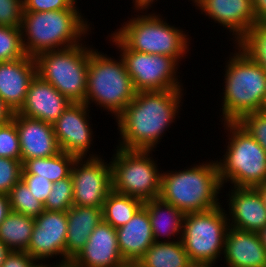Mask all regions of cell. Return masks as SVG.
<instances>
[{"label": "cell", "mask_w": 266, "mask_h": 267, "mask_svg": "<svg viewBox=\"0 0 266 267\" xmlns=\"http://www.w3.org/2000/svg\"><path fill=\"white\" fill-rule=\"evenodd\" d=\"M184 92V89L137 92L115 118L120 135L116 147L155 152L166 131L169 132L167 129L180 118Z\"/></svg>", "instance_id": "1"}, {"label": "cell", "mask_w": 266, "mask_h": 267, "mask_svg": "<svg viewBox=\"0 0 266 267\" xmlns=\"http://www.w3.org/2000/svg\"><path fill=\"white\" fill-rule=\"evenodd\" d=\"M83 16L81 9L23 11L20 28L26 54L35 58L42 52L66 49L84 42L95 27Z\"/></svg>", "instance_id": "2"}, {"label": "cell", "mask_w": 266, "mask_h": 267, "mask_svg": "<svg viewBox=\"0 0 266 267\" xmlns=\"http://www.w3.org/2000/svg\"><path fill=\"white\" fill-rule=\"evenodd\" d=\"M233 46L234 53L230 52L224 63V87L219 95L222 123L238 122L247 113L263 110L266 102V71Z\"/></svg>", "instance_id": "3"}, {"label": "cell", "mask_w": 266, "mask_h": 267, "mask_svg": "<svg viewBox=\"0 0 266 267\" xmlns=\"http://www.w3.org/2000/svg\"><path fill=\"white\" fill-rule=\"evenodd\" d=\"M192 165L183 170H163L161 177L158 198L184 214L207 211L222 204L219 195L224 189L215 159Z\"/></svg>", "instance_id": "4"}, {"label": "cell", "mask_w": 266, "mask_h": 267, "mask_svg": "<svg viewBox=\"0 0 266 267\" xmlns=\"http://www.w3.org/2000/svg\"><path fill=\"white\" fill-rule=\"evenodd\" d=\"M152 11L131 15V19L127 17L129 20L112 33L130 50L166 55L181 65L180 61L190 54L192 37L180 26L167 23L163 14Z\"/></svg>", "instance_id": "5"}, {"label": "cell", "mask_w": 266, "mask_h": 267, "mask_svg": "<svg viewBox=\"0 0 266 267\" xmlns=\"http://www.w3.org/2000/svg\"><path fill=\"white\" fill-rule=\"evenodd\" d=\"M95 48L89 51L85 104L105 110L114 119L134 99L137 91L122 57L112 58Z\"/></svg>", "instance_id": "6"}, {"label": "cell", "mask_w": 266, "mask_h": 267, "mask_svg": "<svg viewBox=\"0 0 266 267\" xmlns=\"http://www.w3.org/2000/svg\"><path fill=\"white\" fill-rule=\"evenodd\" d=\"M225 152L215 160L222 188H256L266 182V152L238 122H223ZM228 141V142H227Z\"/></svg>", "instance_id": "7"}, {"label": "cell", "mask_w": 266, "mask_h": 267, "mask_svg": "<svg viewBox=\"0 0 266 267\" xmlns=\"http://www.w3.org/2000/svg\"><path fill=\"white\" fill-rule=\"evenodd\" d=\"M85 43L42 52L35 57L37 75L53 85L71 103H85L89 51L94 47Z\"/></svg>", "instance_id": "8"}, {"label": "cell", "mask_w": 266, "mask_h": 267, "mask_svg": "<svg viewBox=\"0 0 266 267\" xmlns=\"http://www.w3.org/2000/svg\"><path fill=\"white\" fill-rule=\"evenodd\" d=\"M110 159L112 190L146 202L160 195L162 171L153 151L116 147Z\"/></svg>", "instance_id": "9"}, {"label": "cell", "mask_w": 266, "mask_h": 267, "mask_svg": "<svg viewBox=\"0 0 266 267\" xmlns=\"http://www.w3.org/2000/svg\"><path fill=\"white\" fill-rule=\"evenodd\" d=\"M228 228L227 213L222 205L185 214L181 241L190 261L220 263Z\"/></svg>", "instance_id": "10"}, {"label": "cell", "mask_w": 266, "mask_h": 267, "mask_svg": "<svg viewBox=\"0 0 266 267\" xmlns=\"http://www.w3.org/2000/svg\"><path fill=\"white\" fill-rule=\"evenodd\" d=\"M109 34L106 38L119 51L137 92L184 89L178 75L180 64L174 58L130 50L112 32Z\"/></svg>", "instance_id": "11"}, {"label": "cell", "mask_w": 266, "mask_h": 267, "mask_svg": "<svg viewBox=\"0 0 266 267\" xmlns=\"http://www.w3.org/2000/svg\"><path fill=\"white\" fill-rule=\"evenodd\" d=\"M103 156L76 158L71 170L73 182V205L102 207L112 191L110 161Z\"/></svg>", "instance_id": "12"}, {"label": "cell", "mask_w": 266, "mask_h": 267, "mask_svg": "<svg viewBox=\"0 0 266 267\" xmlns=\"http://www.w3.org/2000/svg\"><path fill=\"white\" fill-rule=\"evenodd\" d=\"M90 108L85 103H71L53 123L54 133L61 151L76 158L101 156L89 151L90 148L92 149L91 146L95 139L93 124H90Z\"/></svg>", "instance_id": "13"}, {"label": "cell", "mask_w": 266, "mask_h": 267, "mask_svg": "<svg viewBox=\"0 0 266 267\" xmlns=\"http://www.w3.org/2000/svg\"><path fill=\"white\" fill-rule=\"evenodd\" d=\"M34 222L27 253L37 263H49L50 259H56L57 256L59 260H56V264L65 263L67 212L44 210L34 218Z\"/></svg>", "instance_id": "14"}, {"label": "cell", "mask_w": 266, "mask_h": 267, "mask_svg": "<svg viewBox=\"0 0 266 267\" xmlns=\"http://www.w3.org/2000/svg\"><path fill=\"white\" fill-rule=\"evenodd\" d=\"M195 9L229 31L232 44L256 24L252 0H203Z\"/></svg>", "instance_id": "15"}, {"label": "cell", "mask_w": 266, "mask_h": 267, "mask_svg": "<svg viewBox=\"0 0 266 267\" xmlns=\"http://www.w3.org/2000/svg\"><path fill=\"white\" fill-rule=\"evenodd\" d=\"M230 188L225 195L229 226L259 233L266 226V207L257 188Z\"/></svg>", "instance_id": "16"}, {"label": "cell", "mask_w": 266, "mask_h": 267, "mask_svg": "<svg viewBox=\"0 0 266 267\" xmlns=\"http://www.w3.org/2000/svg\"><path fill=\"white\" fill-rule=\"evenodd\" d=\"M71 263L76 267L124 266L126 262L118 247L116 228L102 220Z\"/></svg>", "instance_id": "17"}, {"label": "cell", "mask_w": 266, "mask_h": 267, "mask_svg": "<svg viewBox=\"0 0 266 267\" xmlns=\"http://www.w3.org/2000/svg\"><path fill=\"white\" fill-rule=\"evenodd\" d=\"M19 134L21 162L46 158L61 152L53 124L15 113L13 120Z\"/></svg>", "instance_id": "18"}, {"label": "cell", "mask_w": 266, "mask_h": 267, "mask_svg": "<svg viewBox=\"0 0 266 267\" xmlns=\"http://www.w3.org/2000/svg\"><path fill=\"white\" fill-rule=\"evenodd\" d=\"M70 104L71 102L53 85L36 74L17 113L53 124Z\"/></svg>", "instance_id": "19"}, {"label": "cell", "mask_w": 266, "mask_h": 267, "mask_svg": "<svg viewBox=\"0 0 266 267\" xmlns=\"http://www.w3.org/2000/svg\"><path fill=\"white\" fill-rule=\"evenodd\" d=\"M37 74L34 57L0 62V97L17 113L26 98L31 80Z\"/></svg>", "instance_id": "20"}, {"label": "cell", "mask_w": 266, "mask_h": 267, "mask_svg": "<svg viewBox=\"0 0 266 267\" xmlns=\"http://www.w3.org/2000/svg\"><path fill=\"white\" fill-rule=\"evenodd\" d=\"M222 256L225 267H266V249L258 232L229 226Z\"/></svg>", "instance_id": "21"}, {"label": "cell", "mask_w": 266, "mask_h": 267, "mask_svg": "<svg viewBox=\"0 0 266 267\" xmlns=\"http://www.w3.org/2000/svg\"><path fill=\"white\" fill-rule=\"evenodd\" d=\"M118 247L126 263H136L155 242L147 208L143 205L132 219L116 228Z\"/></svg>", "instance_id": "22"}, {"label": "cell", "mask_w": 266, "mask_h": 267, "mask_svg": "<svg viewBox=\"0 0 266 267\" xmlns=\"http://www.w3.org/2000/svg\"><path fill=\"white\" fill-rule=\"evenodd\" d=\"M65 263L71 262L83 249L95 227L103 220L102 207L73 205L67 211Z\"/></svg>", "instance_id": "23"}, {"label": "cell", "mask_w": 266, "mask_h": 267, "mask_svg": "<svg viewBox=\"0 0 266 267\" xmlns=\"http://www.w3.org/2000/svg\"><path fill=\"white\" fill-rule=\"evenodd\" d=\"M144 206L149 214L155 242H175L181 240L185 216L181 210L165 203L159 198L144 202Z\"/></svg>", "instance_id": "24"}, {"label": "cell", "mask_w": 266, "mask_h": 267, "mask_svg": "<svg viewBox=\"0 0 266 267\" xmlns=\"http://www.w3.org/2000/svg\"><path fill=\"white\" fill-rule=\"evenodd\" d=\"M190 263L181 240L154 242L136 262L139 267H188Z\"/></svg>", "instance_id": "25"}, {"label": "cell", "mask_w": 266, "mask_h": 267, "mask_svg": "<svg viewBox=\"0 0 266 267\" xmlns=\"http://www.w3.org/2000/svg\"><path fill=\"white\" fill-rule=\"evenodd\" d=\"M76 157L64 151L46 158H32L22 163V174L40 175L52 183L71 175Z\"/></svg>", "instance_id": "26"}, {"label": "cell", "mask_w": 266, "mask_h": 267, "mask_svg": "<svg viewBox=\"0 0 266 267\" xmlns=\"http://www.w3.org/2000/svg\"><path fill=\"white\" fill-rule=\"evenodd\" d=\"M34 225V217L11 211L0 224V240L11 251L27 252Z\"/></svg>", "instance_id": "27"}, {"label": "cell", "mask_w": 266, "mask_h": 267, "mask_svg": "<svg viewBox=\"0 0 266 267\" xmlns=\"http://www.w3.org/2000/svg\"><path fill=\"white\" fill-rule=\"evenodd\" d=\"M144 205L141 200L111 191L102 206L103 221L113 228H120L128 223Z\"/></svg>", "instance_id": "28"}, {"label": "cell", "mask_w": 266, "mask_h": 267, "mask_svg": "<svg viewBox=\"0 0 266 267\" xmlns=\"http://www.w3.org/2000/svg\"><path fill=\"white\" fill-rule=\"evenodd\" d=\"M235 45L266 71V23H256Z\"/></svg>", "instance_id": "29"}, {"label": "cell", "mask_w": 266, "mask_h": 267, "mask_svg": "<svg viewBox=\"0 0 266 267\" xmlns=\"http://www.w3.org/2000/svg\"><path fill=\"white\" fill-rule=\"evenodd\" d=\"M8 196L13 212L35 218L44 211V204L34 197L22 179L13 186Z\"/></svg>", "instance_id": "30"}, {"label": "cell", "mask_w": 266, "mask_h": 267, "mask_svg": "<svg viewBox=\"0 0 266 267\" xmlns=\"http://www.w3.org/2000/svg\"><path fill=\"white\" fill-rule=\"evenodd\" d=\"M20 27L0 25V62L25 57Z\"/></svg>", "instance_id": "31"}, {"label": "cell", "mask_w": 266, "mask_h": 267, "mask_svg": "<svg viewBox=\"0 0 266 267\" xmlns=\"http://www.w3.org/2000/svg\"><path fill=\"white\" fill-rule=\"evenodd\" d=\"M73 206V182L71 175L52 184L44 204V210L67 212Z\"/></svg>", "instance_id": "32"}, {"label": "cell", "mask_w": 266, "mask_h": 267, "mask_svg": "<svg viewBox=\"0 0 266 267\" xmlns=\"http://www.w3.org/2000/svg\"><path fill=\"white\" fill-rule=\"evenodd\" d=\"M0 157L21 160L19 134L13 121L0 126Z\"/></svg>", "instance_id": "33"}, {"label": "cell", "mask_w": 266, "mask_h": 267, "mask_svg": "<svg viewBox=\"0 0 266 267\" xmlns=\"http://www.w3.org/2000/svg\"><path fill=\"white\" fill-rule=\"evenodd\" d=\"M238 123L248 131L266 152V113L263 110L247 113Z\"/></svg>", "instance_id": "34"}, {"label": "cell", "mask_w": 266, "mask_h": 267, "mask_svg": "<svg viewBox=\"0 0 266 267\" xmlns=\"http://www.w3.org/2000/svg\"><path fill=\"white\" fill-rule=\"evenodd\" d=\"M21 178V160L0 157V193L8 195L13 186Z\"/></svg>", "instance_id": "35"}, {"label": "cell", "mask_w": 266, "mask_h": 267, "mask_svg": "<svg viewBox=\"0 0 266 267\" xmlns=\"http://www.w3.org/2000/svg\"><path fill=\"white\" fill-rule=\"evenodd\" d=\"M23 0H0V25L21 27Z\"/></svg>", "instance_id": "36"}, {"label": "cell", "mask_w": 266, "mask_h": 267, "mask_svg": "<svg viewBox=\"0 0 266 267\" xmlns=\"http://www.w3.org/2000/svg\"><path fill=\"white\" fill-rule=\"evenodd\" d=\"M78 0H23V11L46 12L64 9H79Z\"/></svg>", "instance_id": "37"}, {"label": "cell", "mask_w": 266, "mask_h": 267, "mask_svg": "<svg viewBox=\"0 0 266 267\" xmlns=\"http://www.w3.org/2000/svg\"><path fill=\"white\" fill-rule=\"evenodd\" d=\"M21 179L28 186L34 197L45 204L53 183L40 175L22 174Z\"/></svg>", "instance_id": "38"}, {"label": "cell", "mask_w": 266, "mask_h": 267, "mask_svg": "<svg viewBox=\"0 0 266 267\" xmlns=\"http://www.w3.org/2000/svg\"><path fill=\"white\" fill-rule=\"evenodd\" d=\"M37 262L27 252L11 251L1 267H34Z\"/></svg>", "instance_id": "39"}, {"label": "cell", "mask_w": 266, "mask_h": 267, "mask_svg": "<svg viewBox=\"0 0 266 267\" xmlns=\"http://www.w3.org/2000/svg\"><path fill=\"white\" fill-rule=\"evenodd\" d=\"M256 23H266V0H252Z\"/></svg>", "instance_id": "40"}, {"label": "cell", "mask_w": 266, "mask_h": 267, "mask_svg": "<svg viewBox=\"0 0 266 267\" xmlns=\"http://www.w3.org/2000/svg\"><path fill=\"white\" fill-rule=\"evenodd\" d=\"M15 112L0 97V126L13 120Z\"/></svg>", "instance_id": "41"}, {"label": "cell", "mask_w": 266, "mask_h": 267, "mask_svg": "<svg viewBox=\"0 0 266 267\" xmlns=\"http://www.w3.org/2000/svg\"><path fill=\"white\" fill-rule=\"evenodd\" d=\"M132 1H133L132 2L133 3L132 9L134 10L133 13H148L147 11L149 9L155 8L152 6H154L153 4L158 0H132Z\"/></svg>", "instance_id": "42"}, {"label": "cell", "mask_w": 266, "mask_h": 267, "mask_svg": "<svg viewBox=\"0 0 266 267\" xmlns=\"http://www.w3.org/2000/svg\"><path fill=\"white\" fill-rule=\"evenodd\" d=\"M10 212L11 206L9 203V196L7 194L0 193V224L5 220Z\"/></svg>", "instance_id": "43"}, {"label": "cell", "mask_w": 266, "mask_h": 267, "mask_svg": "<svg viewBox=\"0 0 266 267\" xmlns=\"http://www.w3.org/2000/svg\"><path fill=\"white\" fill-rule=\"evenodd\" d=\"M11 250L0 240V267Z\"/></svg>", "instance_id": "44"}, {"label": "cell", "mask_w": 266, "mask_h": 267, "mask_svg": "<svg viewBox=\"0 0 266 267\" xmlns=\"http://www.w3.org/2000/svg\"><path fill=\"white\" fill-rule=\"evenodd\" d=\"M217 267L216 263L212 262H191L188 267Z\"/></svg>", "instance_id": "45"}, {"label": "cell", "mask_w": 266, "mask_h": 267, "mask_svg": "<svg viewBox=\"0 0 266 267\" xmlns=\"http://www.w3.org/2000/svg\"><path fill=\"white\" fill-rule=\"evenodd\" d=\"M266 207V182L256 187Z\"/></svg>", "instance_id": "46"}, {"label": "cell", "mask_w": 266, "mask_h": 267, "mask_svg": "<svg viewBox=\"0 0 266 267\" xmlns=\"http://www.w3.org/2000/svg\"><path fill=\"white\" fill-rule=\"evenodd\" d=\"M259 235L262 241V245L266 249V226L259 232Z\"/></svg>", "instance_id": "47"}, {"label": "cell", "mask_w": 266, "mask_h": 267, "mask_svg": "<svg viewBox=\"0 0 266 267\" xmlns=\"http://www.w3.org/2000/svg\"><path fill=\"white\" fill-rule=\"evenodd\" d=\"M52 267H76L71 262L63 263V264H55L52 262Z\"/></svg>", "instance_id": "48"}, {"label": "cell", "mask_w": 266, "mask_h": 267, "mask_svg": "<svg viewBox=\"0 0 266 267\" xmlns=\"http://www.w3.org/2000/svg\"><path fill=\"white\" fill-rule=\"evenodd\" d=\"M34 267H52L51 263H37Z\"/></svg>", "instance_id": "49"}, {"label": "cell", "mask_w": 266, "mask_h": 267, "mask_svg": "<svg viewBox=\"0 0 266 267\" xmlns=\"http://www.w3.org/2000/svg\"><path fill=\"white\" fill-rule=\"evenodd\" d=\"M189 2L192 1V6H194L195 8L203 1V0H188Z\"/></svg>", "instance_id": "50"}, {"label": "cell", "mask_w": 266, "mask_h": 267, "mask_svg": "<svg viewBox=\"0 0 266 267\" xmlns=\"http://www.w3.org/2000/svg\"><path fill=\"white\" fill-rule=\"evenodd\" d=\"M122 267H135V263H126L124 266Z\"/></svg>", "instance_id": "51"}, {"label": "cell", "mask_w": 266, "mask_h": 267, "mask_svg": "<svg viewBox=\"0 0 266 267\" xmlns=\"http://www.w3.org/2000/svg\"><path fill=\"white\" fill-rule=\"evenodd\" d=\"M263 111L266 113V102L264 104Z\"/></svg>", "instance_id": "52"}]
</instances>
